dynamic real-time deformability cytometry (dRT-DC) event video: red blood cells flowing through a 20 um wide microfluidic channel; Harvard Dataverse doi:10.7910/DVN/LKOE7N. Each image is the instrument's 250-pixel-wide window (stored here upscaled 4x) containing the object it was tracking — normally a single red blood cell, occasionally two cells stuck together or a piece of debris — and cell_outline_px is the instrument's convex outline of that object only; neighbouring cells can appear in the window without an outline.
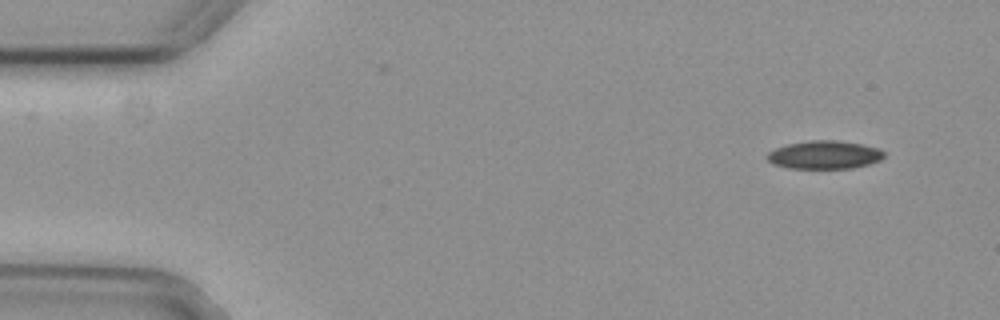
{"species": "common noctule bat (a hibernating species)", "species_latin": "Nyctalus noctula", "temperature_condition": "cold", "stored_images_in_passage": 4, "camera_frame_rate_fps": 3000, "um_per_image_px": 0.085, "animal": {"sex": "female", "body_mass_g": 29.2, "forearm_length_mm": 56.3}, "frame": {"image": 1, "passage_image": 1, "time_ms": 0.0, "image_size_px": [1000, 320], "cell_outline_px": [[884, 156], [880, 160], [868, 164], [852, 168], [788, 168], [772, 164], [764, 156], [768, 152], [776, 148], [788, 144], [812, 140], [836, 140], [860, 144], [880, 148], [884, 152]], "centroid_in_image_um": [70.05, 13.16], "position_along_channel_um": 14.9, "area_um2": 19.19}}